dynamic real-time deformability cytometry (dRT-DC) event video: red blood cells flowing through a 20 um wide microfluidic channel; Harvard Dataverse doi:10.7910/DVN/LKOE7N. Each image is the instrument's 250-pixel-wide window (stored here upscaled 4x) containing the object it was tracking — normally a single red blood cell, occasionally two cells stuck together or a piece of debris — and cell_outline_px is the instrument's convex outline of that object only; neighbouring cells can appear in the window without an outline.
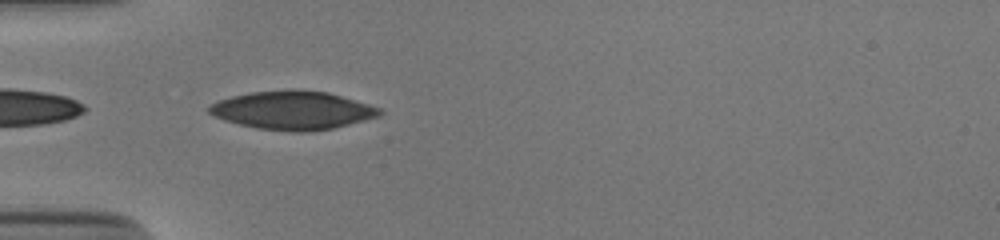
{"species": "human", "species_latin": "Homo sapiens", "temperature_condition": "cold", "stored_images_in_passage": 23, "camera_frame_rate_fps": 3000, "um_per_image_px": 0.085, "donor": {"sex": "male"}, "frame": {"image": 1, "passage_image": 1, "time_ms": 0.0, "image_size_px": [1000, 240], "cell_outline_px": [[384, 112], [380, 116], [332, 128], [304, 132], [292, 132], [256, 128], [224, 120], [208, 112], [208, 104], [216, 100], [232, 96], [252, 92], [288, 88], [292, 88], [328, 92], [368, 104], [380, 108]], "centroid_in_image_um": [24.85, 9.36], "position_along_channel_um": 60.2, "area_um2": 38.38}}
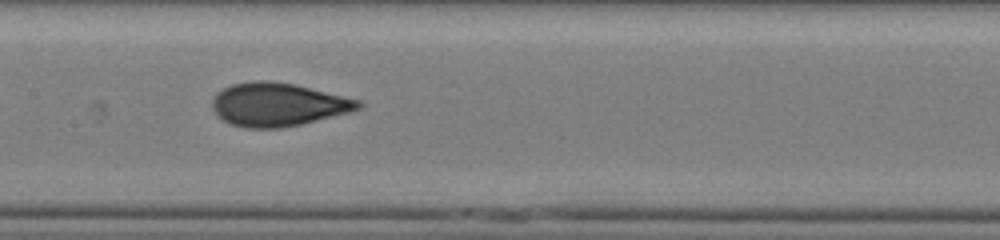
{"frame": {"image": 2, "passage_image": 11, "time_ms": 3.333, "image_size_px": [1000, 240], "cell_outline_px": [[364, 104], [360, 108], [348, 112], [300, 124], [280, 128], [248, 128], [232, 124], [224, 120], [212, 108], [212, 100], [216, 92], [232, 84], [256, 80], [268, 80], [296, 84], [360, 100]], "centroid_in_image_um": [23.62, 8.87], "position_along_channel_um": 183.8, "area_um2": 36.65}}
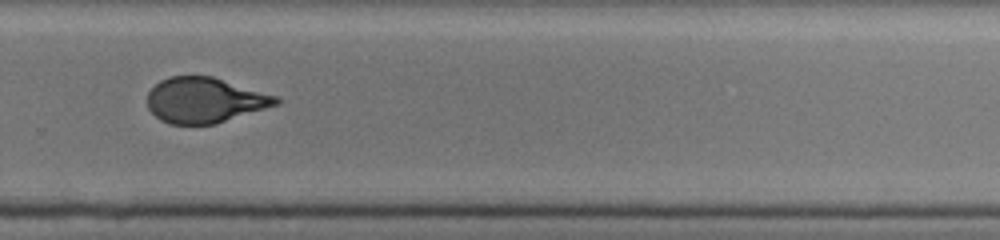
{"frame": {"image": 3, "passage_image": 21, "time_ms": 6.667, "image_size_px": [1000, 240], "cell_outline_px": [[280, 100], [276, 104], [216, 124], [168, 124], [160, 120], [148, 108], [148, 92], [160, 80], [168, 76], [212, 76], [276, 96]], "centroid_in_image_um": [17.35, 8.51], "position_along_channel_um": 312.5, "area_um2": 33.58}}